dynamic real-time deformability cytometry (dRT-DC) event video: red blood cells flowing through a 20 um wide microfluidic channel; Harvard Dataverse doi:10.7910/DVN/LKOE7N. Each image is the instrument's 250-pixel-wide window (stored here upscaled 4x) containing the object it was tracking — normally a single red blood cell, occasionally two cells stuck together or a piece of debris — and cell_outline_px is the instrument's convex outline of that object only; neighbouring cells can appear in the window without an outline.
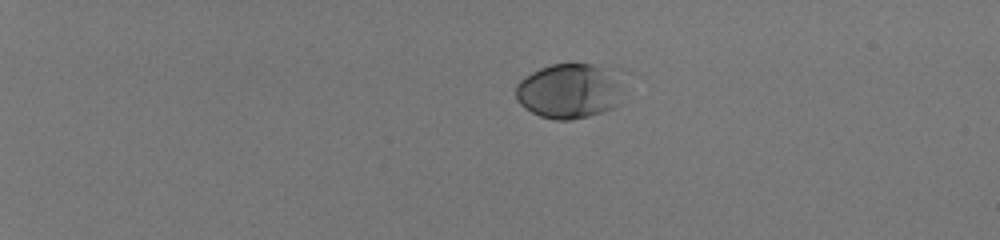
{"species": "human", "species_latin": "Homo sapiens", "temperature_condition": "room temperature", "stored_images_in_passage": 43, "camera_frame_rate_fps": 3000, "um_per_image_px": 0.085, "donor": {"sex": "male"}, "frame": {"image": 1, "passage_image": 1, "time_ms": 0.0, "image_size_px": [1000, 240], "cell_outline_px": [[628, 72], [616, 104], [612, 108], [604, 112], [588, 116], [568, 120], [556, 120], [540, 116], [524, 108], [516, 100], [516, 84], [524, 76], [540, 68], [552, 64], [592, 64], [620, 68]], "centroid_in_image_um": [48.5, 7.68], "position_along_channel_um": 36.5, "area_um2": 35.72}}
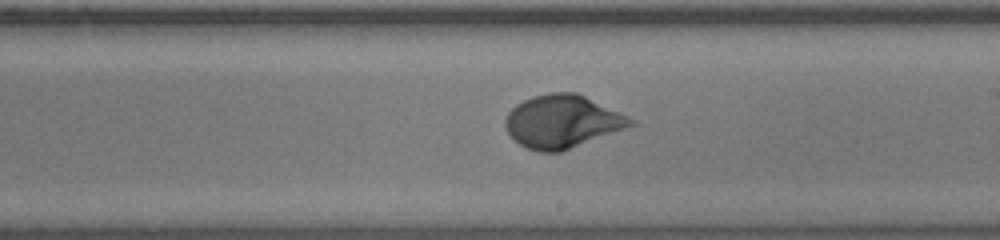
{"frame": {"image": 2, "passage_image": 25, "time_ms": 8.0, "image_size_px": [1000, 240], "cell_outline_px": [[636, 124], [560, 152], [540, 152], [528, 148], [520, 144], [508, 132], [504, 124], [504, 120], [508, 112], [516, 104], [532, 96], [552, 92], [576, 92], [628, 116], [636, 120]], "centroid_in_image_um": [47.78, 10.32], "position_along_channel_um": 241.2, "area_um2": 38.26}}
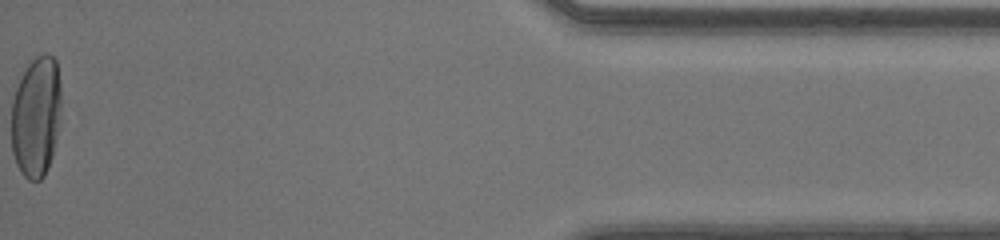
{"frame": {"image": 3, "passage_image": 43, "time_ms": 14.0, "image_size_px": [1000, 240], "cell_outline_px": [[60, 108], [56, 136], [52, 156], [48, 168], [44, 176], [40, 180], [28, 180], [20, 172], [16, 164], [12, 152], [12, 100], [16, 88], [28, 64], [36, 56], [44, 52], [48, 52], [56, 60], [60, 80]], "centroid_in_image_um": [3.07, 9.9], "position_along_channel_um": 432.1, "area_um2": 35.08}, "authors_computed_cell_mechanics": {"area_um2": 35.4314, "velocity_mm_per_s": 4.1112, "shape_relaxation_time_tau1_ms": 4.2795, "shape_relaxation_time_tau2_ms": null, "deformation_change_tau1": 0.2019, "deformation_change_tau2": null}}